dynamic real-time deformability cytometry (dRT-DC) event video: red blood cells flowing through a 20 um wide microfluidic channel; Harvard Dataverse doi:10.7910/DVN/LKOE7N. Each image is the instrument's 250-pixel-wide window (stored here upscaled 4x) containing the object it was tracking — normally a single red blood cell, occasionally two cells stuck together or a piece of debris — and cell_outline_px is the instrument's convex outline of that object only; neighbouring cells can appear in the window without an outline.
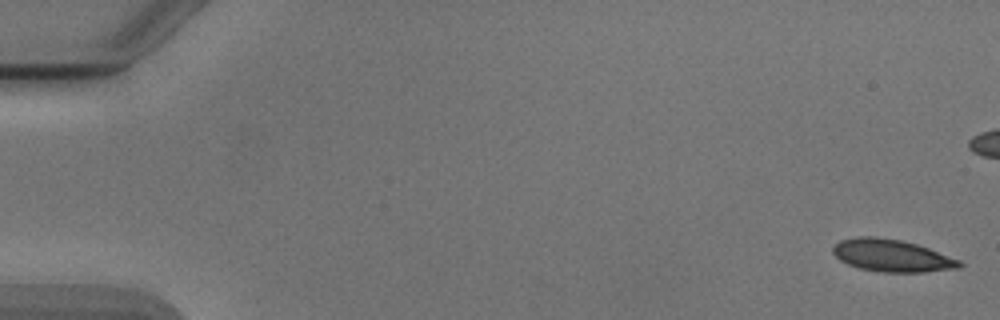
{"species": "Egyptian fruit bat (a non-hibernating species)", "species_latin": "Rousettus aegyptiacus", "temperature_condition": "cold", "stored_images_in_passage": 54, "camera_frame_rate_fps": 3000, "um_per_image_px": 0.085, "animal": {"sex": "male"}, "frame": {"image": 1, "passage_image": 1, "time_ms": 0.0, "image_size_px": [1000, 320], "cell_outline_px": [[964, 264], [960, 268], [924, 272], [884, 272], [860, 268], [848, 264], [840, 260], [832, 252], [832, 248], [840, 240], [856, 236], [876, 236], [900, 240], [916, 244], [928, 248], [960, 260]], "centroid_in_image_um": [75.8, 21.72], "position_along_channel_um": 9.2, "area_um2": 23.76}}
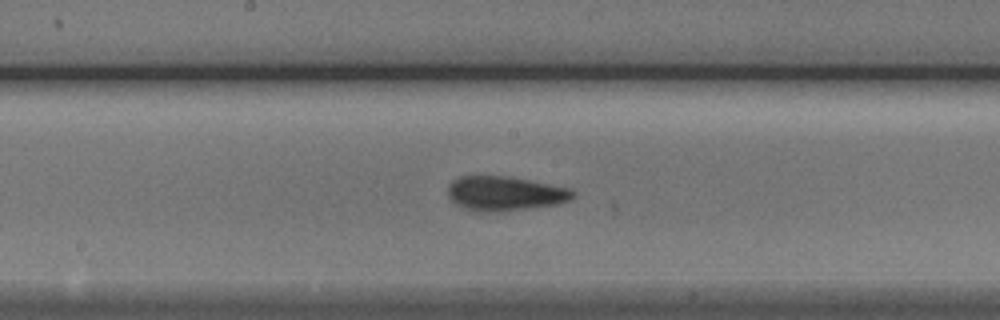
{"frame": {"image": 2, "passage_image": 28, "time_ms": 9.0, "image_size_px": [1000, 320], "cell_outline_px": [[576, 196], [572, 200], [556, 204], [500, 212], [484, 212], [464, 208], [456, 204], [448, 196], [448, 184], [452, 180], [460, 176], [504, 176], [528, 180], [572, 188], [576, 192]], "centroid_in_image_um": [42.94, 16.45], "position_along_channel_um": 205.3, "area_um2": 25.2}}
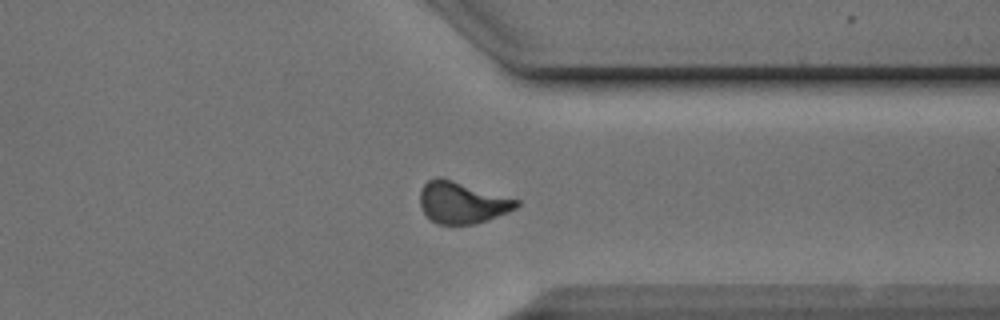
{"frame": {"image": 3, "passage_image": 41, "time_ms": 13.333, "image_size_px": [1000, 320], "cell_outline_px": [[520, 204], [516, 208], [508, 212], [488, 220], [476, 224], [436, 224], [420, 208], [420, 188], [428, 180], [436, 176], [440, 176], [520, 200]], "centroid_in_image_um": [39.26, 17.21], "position_along_channel_um": 372.1, "area_um2": 23.58}}